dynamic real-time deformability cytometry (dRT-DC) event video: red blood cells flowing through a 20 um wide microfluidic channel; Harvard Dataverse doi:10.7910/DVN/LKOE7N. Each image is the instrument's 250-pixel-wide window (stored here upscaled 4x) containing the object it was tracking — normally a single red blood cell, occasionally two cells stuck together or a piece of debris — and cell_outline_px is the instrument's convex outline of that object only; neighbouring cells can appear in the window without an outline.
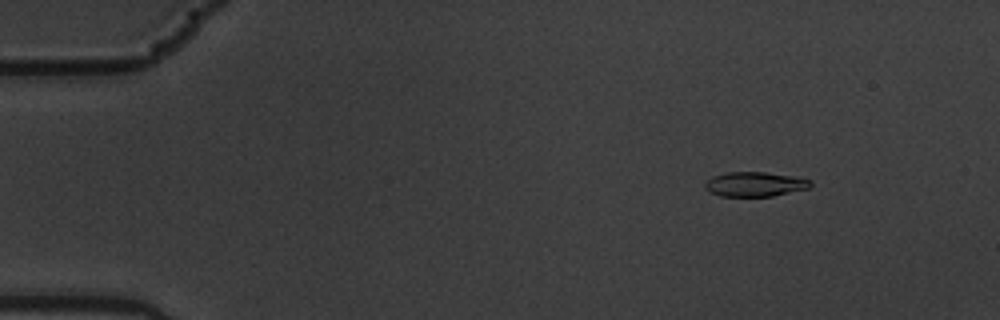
{"species": "common noctule bat (a hibernating species)", "species_latin": "Nyctalus noctula", "temperature_condition": "warm", "stored_images_in_passage": 57, "camera_frame_rate_fps": 3000, "um_per_image_px": 0.085, "animal": {"sex": "male", "body_mass_g": 19.5, "forearm_length_mm": 54.6}, "frame": {"image": 1, "passage_image": 8, "time_ms": 2.333, "image_size_px": [1000, 320], "cell_outline_px": [[812, 184], [808, 188], [772, 196], [720, 196], [708, 192], [704, 188], [704, 184], [712, 176], [728, 172], [764, 172], [796, 176], [812, 180]], "centroid_in_image_um": [64.15, 15.65], "position_along_channel_um": 20.8, "area_um2": 15.2}}
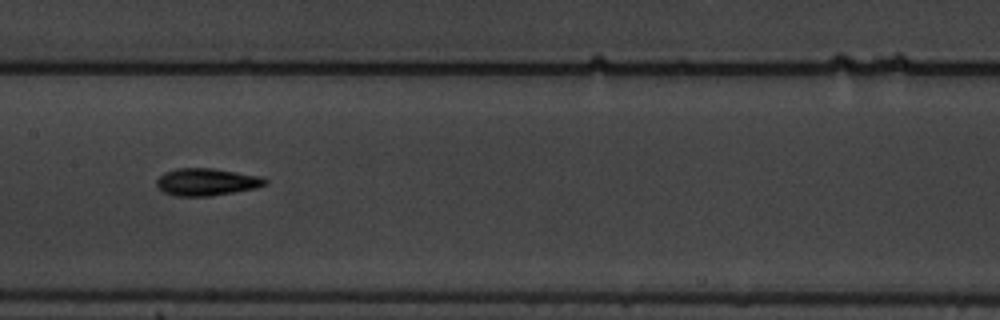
{"frame": {"image": 2, "passage_image": 30, "time_ms": 9.667, "image_size_px": [1000, 320], "cell_outline_px": [[268, 184], [256, 188], [208, 196], [176, 196], [164, 192], [156, 184], [156, 180], [164, 172], [176, 168], [212, 168], [264, 176], [268, 180]], "centroid_in_image_um": [17.6, 15.45], "position_along_channel_um": 189.8, "area_um2": 17.34}}
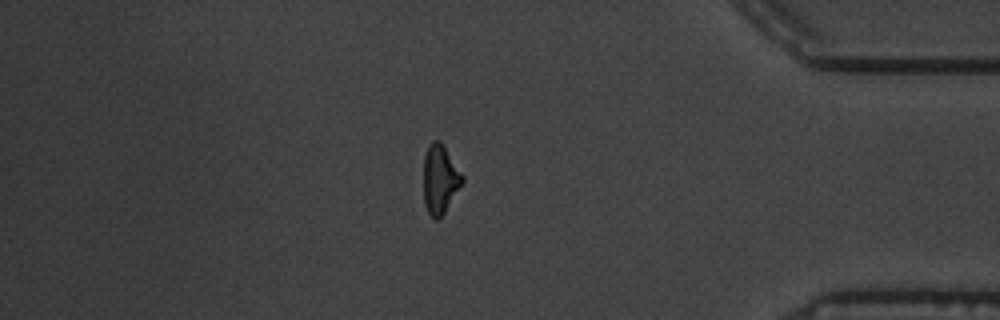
{"frame": {"image": 3, "passage_image": 50, "time_ms": 16.333, "image_size_px": [1000, 320], "cell_outline_px": [[464, 180], [444, 212], [436, 220], [432, 220], [424, 204], [424, 156], [428, 144], [432, 140], [440, 140], [464, 176]], "centroid_in_image_um": [37.38, 15.21], "position_along_channel_um": 397.8, "area_um2": 15.49}, "authors_computed_cell_mechanics": {"area_um2": 16.0106, "velocity_mm_per_s": 3.5667, "shape_relaxation_time_tau1_ms": 5.1058, "shape_relaxation_time_tau2_ms": 3.3498, "deformation_change_tau1": 0.1704, "deformation_change_tau2": 0.0981}}